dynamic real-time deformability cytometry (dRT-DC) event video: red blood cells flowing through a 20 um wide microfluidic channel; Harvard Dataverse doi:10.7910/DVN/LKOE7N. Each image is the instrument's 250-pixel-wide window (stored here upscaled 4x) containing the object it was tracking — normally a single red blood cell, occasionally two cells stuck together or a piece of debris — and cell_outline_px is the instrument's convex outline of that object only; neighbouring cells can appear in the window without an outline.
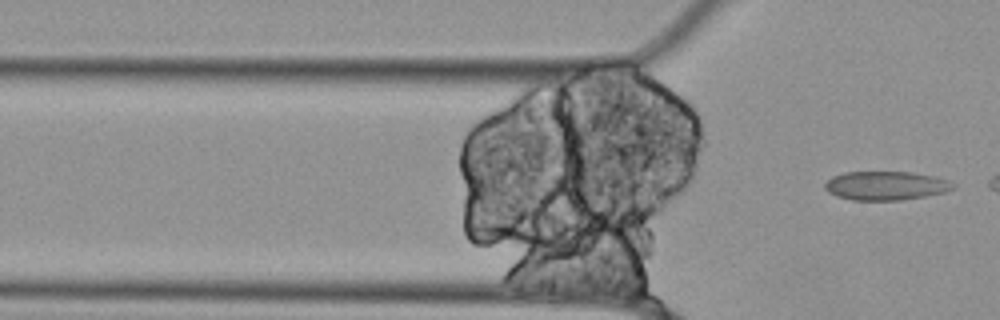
{"species": "Egyptian fruit bat (a non-hibernating species)", "species_latin": "Rousettus aegyptiacus", "temperature_condition": "cold", "stored_images_in_passage": 9, "camera_frame_rate_fps": 3000, "um_per_image_px": 0.085, "animal": {"sex": "female"}, "frame": {"image": 1, "passage_image": 9, "time_ms": 2.667, "image_size_px": [1000, 320], "cell_outline_px": [[956, 188], [948, 192], [900, 200], [852, 200], [836, 196], [828, 192], [824, 188], [824, 184], [832, 176], [844, 172], [912, 172], [936, 176], [948, 180], [956, 184]], "centroid_in_image_um": [75.33, 15.78], "position_along_channel_um": 50.5, "area_um2": 21.79}}